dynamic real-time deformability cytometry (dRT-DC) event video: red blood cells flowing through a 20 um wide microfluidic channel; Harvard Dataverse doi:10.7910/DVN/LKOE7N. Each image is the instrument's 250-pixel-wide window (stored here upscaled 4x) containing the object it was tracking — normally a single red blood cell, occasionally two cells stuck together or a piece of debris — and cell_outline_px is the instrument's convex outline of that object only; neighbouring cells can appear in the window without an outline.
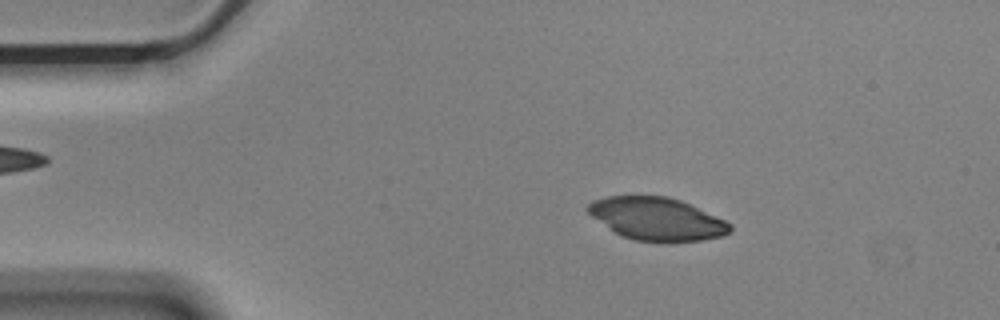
{"species": "Egyptian fruit bat (a non-hibernating species)", "species_latin": "Rousettus aegyptiacus", "temperature_condition": "cold", "stored_images_in_passage": 50, "camera_frame_rate_fps": 3000, "um_per_image_px": 0.085, "animal": {"sex": "male"}, "frame": {"image": 1, "passage_image": 4, "time_ms": 1.0, "image_size_px": [1000, 320], "cell_outline_px": [[732, 228], [728, 232], [720, 236], [700, 240], [632, 240], [620, 236], [592, 216], [584, 208], [592, 200], [608, 196], [668, 196], [680, 200], [724, 220], [732, 224]], "centroid_in_image_um": [55.77, 18.58], "position_along_channel_um": 29.2, "area_um2": 34.68}}